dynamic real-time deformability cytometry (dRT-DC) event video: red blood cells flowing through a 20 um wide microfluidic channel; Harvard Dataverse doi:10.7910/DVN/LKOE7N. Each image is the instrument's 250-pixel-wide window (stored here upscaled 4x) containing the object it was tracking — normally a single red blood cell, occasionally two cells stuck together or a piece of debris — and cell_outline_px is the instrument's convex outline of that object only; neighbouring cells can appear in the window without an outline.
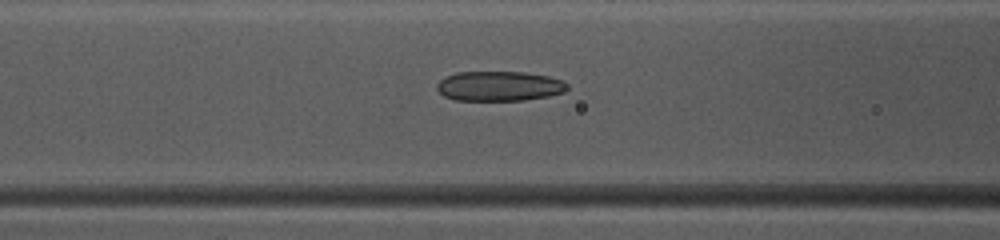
{"species": "common noctule bat (a hibernating species)", "species_latin": "Nyctalus noctula", "temperature_condition": "warm", "stored_images_in_passage": 50, "camera_frame_rate_fps": 3000, "um_per_image_px": 0.085, "animal": {"sex": "female", "body_mass_g": 10.0, "forearm_length_mm": 53.1}, "frame": {"image": 1, "passage_image": 21, "time_ms": 6.667, "image_size_px": [1000, 240], "cell_outline_px": [[568, 88], [564, 92], [548, 96], [524, 100], [456, 100], [444, 96], [436, 88], [436, 84], [444, 76], [456, 72], [524, 72], [548, 76], [560, 80], [568, 84]], "centroid_in_image_um": [42.41, 7.31], "position_along_channel_um": 124.2, "area_um2": 22.66}}
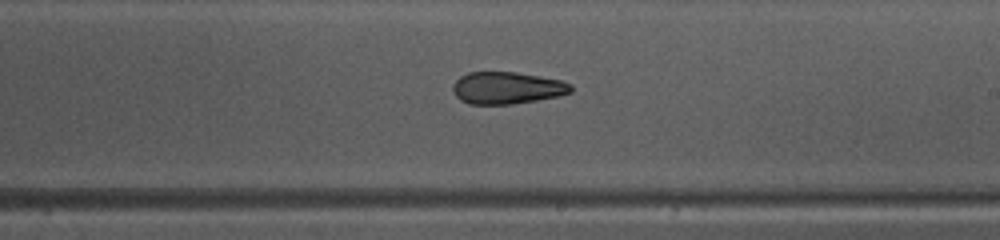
{"frame": {"image": 2, "passage_image": 30, "time_ms": 9.667, "image_size_px": [1000, 240], "cell_outline_px": [[572, 92], [560, 96], [512, 104], [468, 104], [460, 100], [456, 96], [452, 88], [456, 80], [460, 76], [468, 72], [516, 72], [560, 80], [572, 84]], "centroid_in_image_um": [43.09, 7.47], "position_along_channel_um": 245.9, "area_um2": 22.08}}
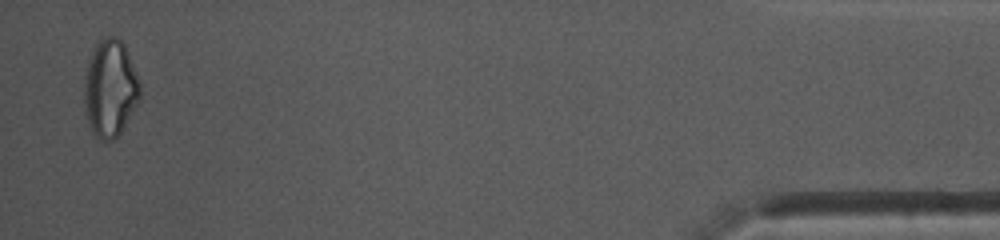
{"frame": {"image": 3, "passage_image": 49, "time_ms": 16.0, "image_size_px": [1000, 240], "cell_outline_px": [[140, 96], [136, 104], [120, 132], [112, 140], [100, 140], [92, 132], [84, 112], [84, 76], [88, 60], [96, 44], [104, 36], [116, 36], [124, 44], [128, 52], [140, 80]], "centroid_in_image_um": [9.34, 7.48], "position_along_channel_um": 425.9, "area_um2": 31.62}, "authors_computed_cell_mechanics": {"area_um2": 24.1026, "velocity_mm_per_s": 4.0533, "shape_relaxation_time_tau1_ms": null, "shape_relaxation_time_tau2_ms": 3.9539, "deformation_change_tau1": null, "deformation_change_tau2": 0.0998}}